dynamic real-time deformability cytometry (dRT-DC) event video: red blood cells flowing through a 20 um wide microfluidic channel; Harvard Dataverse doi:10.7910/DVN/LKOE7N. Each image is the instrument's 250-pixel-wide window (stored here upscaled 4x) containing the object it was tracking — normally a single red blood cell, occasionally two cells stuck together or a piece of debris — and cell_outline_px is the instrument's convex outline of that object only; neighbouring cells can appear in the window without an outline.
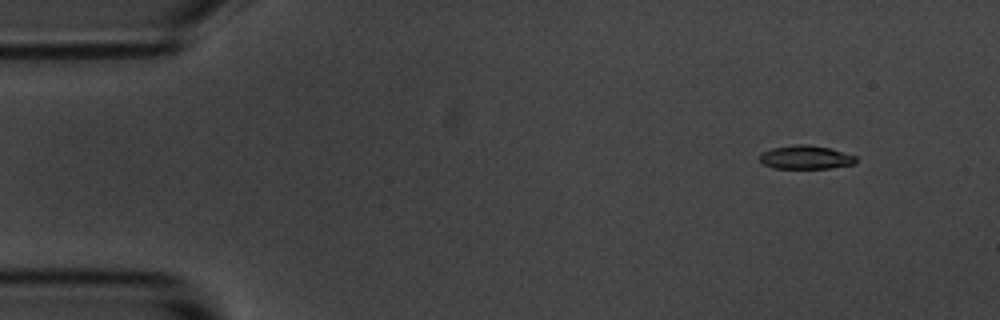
{"species": "common noctule bat (a hibernating species)", "species_latin": "Nyctalus noctula", "temperature_condition": "room temperature", "stored_images_in_passage": 6, "camera_frame_rate_fps": 3000, "um_per_image_px": 0.085, "animal": {"sex": "male", "body_mass_g": 20.1, "forearm_length_mm": 53.5}, "frame": {"image": 1, "passage_image": 2, "time_ms": 1.0, "image_size_px": [1000, 320], "cell_outline_px": [[856, 160], [852, 164], [828, 168], [772, 168], [764, 164], [760, 160], [760, 156], [764, 152], [772, 148], [796, 144], [804, 144], [828, 148], [856, 156]], "centroid_in_image_um": [68.46, 13.37], "position_along_channel_um": 16.5, "area_um2": 12.89}}
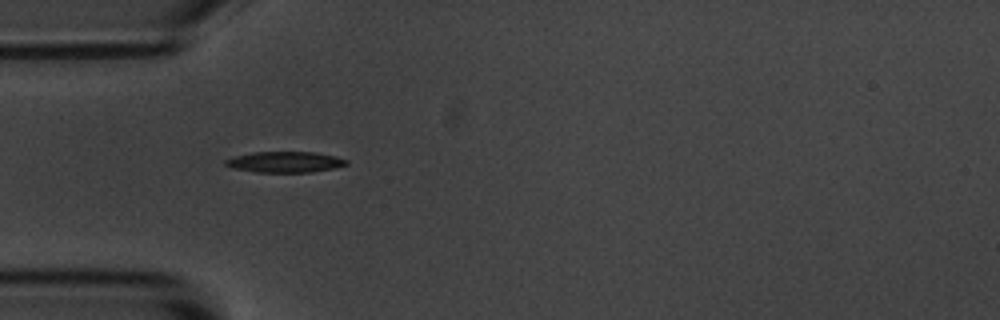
{"frame": {"image": 2, "passage_image": 5, "time_ms": 4.667, "image_size_px": [1000, 320], "cell_outline_px": [[348, 164], [332, 168], [312, 172], [256, 172], [232, 168], [224, 164], [224, 160], [236, 156], [252, 152], [316, 152], [336, 156], [348, 160]], "centroid_in_image_um": [24.22, 13.76], "position_along_channel_um": 60.8, "area_um2": 14.68}}